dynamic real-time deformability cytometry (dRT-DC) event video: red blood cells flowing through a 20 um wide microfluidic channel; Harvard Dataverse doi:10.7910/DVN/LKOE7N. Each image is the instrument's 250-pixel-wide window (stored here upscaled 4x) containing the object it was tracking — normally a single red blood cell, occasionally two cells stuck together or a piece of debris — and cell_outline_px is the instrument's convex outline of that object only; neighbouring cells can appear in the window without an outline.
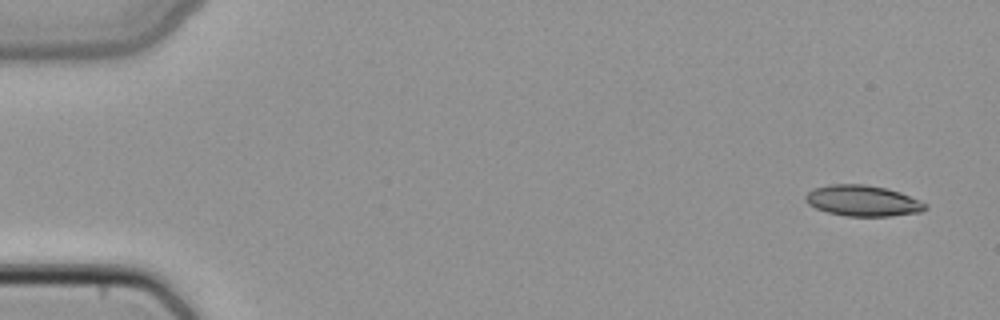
{"species": "common noctule bat (a hibernating species)", "species_latin": "Nyctalus noctula", "temperature_condition": "cold", "stored_images_in_passage": 5, "segment_of_instrument_passage": [1, 2], "camera_frame_rate_fps": 3000, "um_per_image_px": 0.085, "animal": {"sex": "female", "body_mass_g": 22.7, "forearm_length_mm": 54.2}, "frame": {"image": 1, "passage_image": 1, "time_ms": 0.0, "image_size_px": [1000, 320], "cell_outline_px": [[928, 208], [920, 212], [892, 216], [848, 216], [828, 212], [816, 208], [808, 204], [804, 200], [804, 196], [812, 188], [828, 184], [864, 184], [888, 188], [900, 192], [920, 200], [928, 204]], "centroid_in_image_um": [73.34, 17.05], "position_along_channel_um": 11.7, "area_um2": 21.79}}
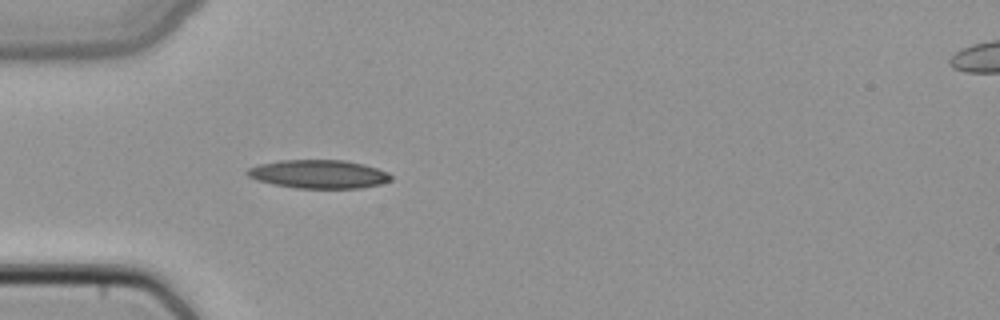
{"frame": {"image": 2, "passage_image": 4, "time_ms": 1.0, "image_size_px": [1000, 320], "cell_outline_px": [[392, 180], [380, 184], [360, 188], [296, 188], [272, 184], [256, 180], [248, 176], [244, 172], [248, 168], [260, 164], [280, 160], [344, 160], [364, 164], [388, 172], [392, 176]], "centroid_in_image_um": [27.07, 14.8], "position_along_channel_um": 57.9, "area_um2": 23.93}}